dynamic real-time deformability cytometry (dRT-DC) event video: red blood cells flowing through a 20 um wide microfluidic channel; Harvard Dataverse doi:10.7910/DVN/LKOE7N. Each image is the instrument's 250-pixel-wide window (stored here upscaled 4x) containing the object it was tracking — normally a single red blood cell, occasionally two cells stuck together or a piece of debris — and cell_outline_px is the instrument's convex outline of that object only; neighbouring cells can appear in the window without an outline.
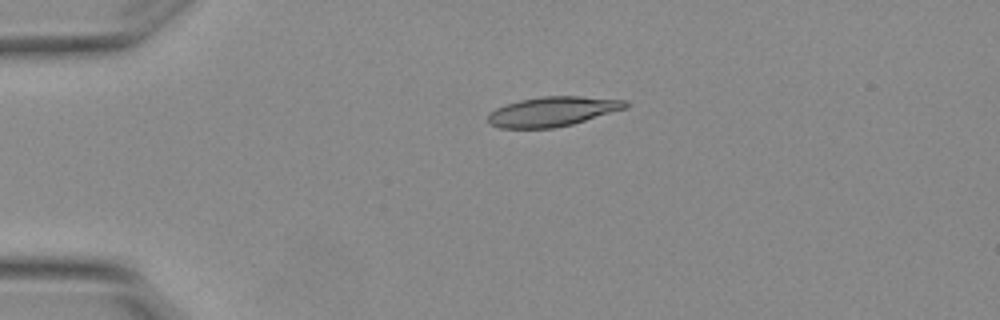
{"species": "Egyptian fruit bat (a non-hibernating species)", "species_latin": "Rousettus aegyptiacus", "temperature_condition": "warm", "stored_images_in_passage": 2, "camera_frame_rate_fps": 3000, "um_per_image_px": 0.085, "animal": {"sex": "female"}, "frame": {"image": 1, "passage_image": 1, "time_ms": 0.0, "image_size_px": [1000, 320], "cell_outline_px": [[632, 104], [628, 108], [572, 124], [552, 128], [500, 128], [488, 124], [488, 112], [504, 104], [520, 100], [544, 96], [580, 96], [628, 100]], "centroid_in_image_um": [46.99, 9.47], "position_along_channel_um": 38.0, "area_um2": 24.04}}
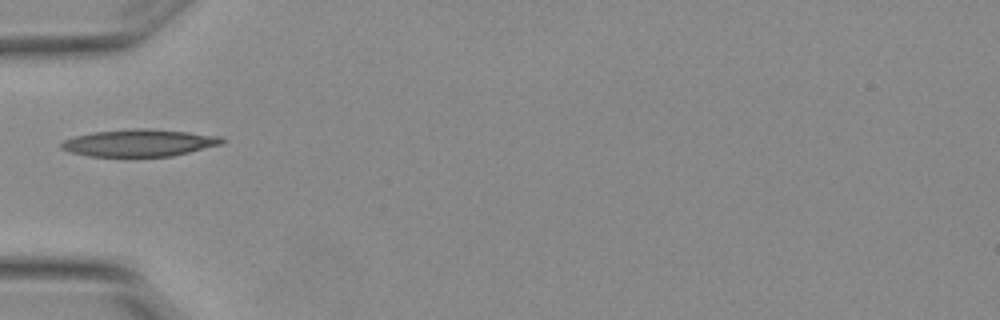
{"frame": {"image": 2, "passage_image": 2, "time_ms": 0.333, "image_size_px": [1000, 320], "cell_outline_px": [[224, 140], [220, 144], [172, 156], [88, 156], [72, 152], [60, 148], [60, 144], [64, 140], [76, 136], [92, 132], [132, 128], [148, 128], [188, 132], [220, 136]], "centroid_in_image_um": [11.8, 12.13], "position_along_channel_um": 73.2, "area_um2": 25.14}}